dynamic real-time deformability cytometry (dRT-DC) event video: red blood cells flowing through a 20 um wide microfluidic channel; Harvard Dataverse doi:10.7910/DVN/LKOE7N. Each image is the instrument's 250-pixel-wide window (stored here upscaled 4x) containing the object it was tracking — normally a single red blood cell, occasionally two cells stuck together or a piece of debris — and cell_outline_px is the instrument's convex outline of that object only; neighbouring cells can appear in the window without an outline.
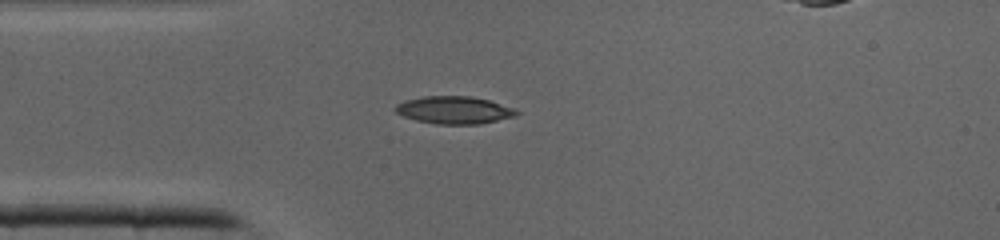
{"species": "common noctule bat (a hibernating species)", "species_latin": "Nyctalus noctula", "temperature_condition": "cold", "stored_images_in_passage": 28, "camera_frame_rate_fps": 3000, "um_per_image_px": 0.085, "animal": {"sex": "male", "body_mass_g": 19.0, "forearm_length_mm": 50.8}, "frame": {"image": 1, "passage_image": 1, "time_ms": 0.0, "image_size_px": [1000, 240], "cell_outline_px": [[520, 112], [516, 116], [480, 124], [436, 124], [416, 120], [404, 116], [396, 112], [392, 108], [396, 104], [404, 100], [424, 96], [472, 96], [488, 100], [512, 108]], "centroid_in_image_um": [38.57, 9.35], "position_along_channel_um": 46.4, "area_um2": 19.42}}
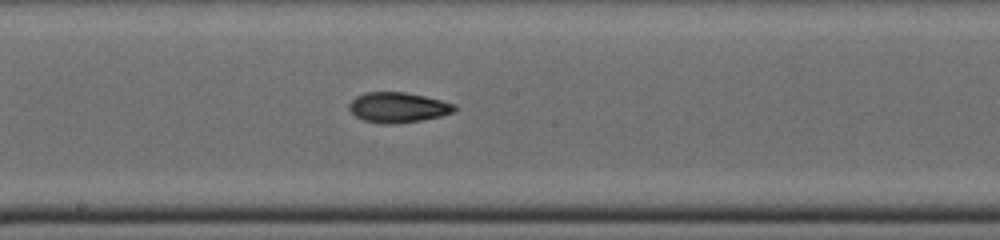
{"frame": {"image": 2, "passage_image": 12, "time_ms": 3.667, "image_size_px": [1000, 240], "cell_outline_px": [[456, 108], [452, 112], [440, 116], [420, 120], [396, 124], [380, 124], [364, 120], [356, 116], [348, 108], [348, 104], [356, 96], [368, 92], [404, 92], [424, 96], [456, 104]], "centroid_in_image_um": [33.8, 9.13], "position_along_channel_um": 214.4, "area_um2": 18.44}}
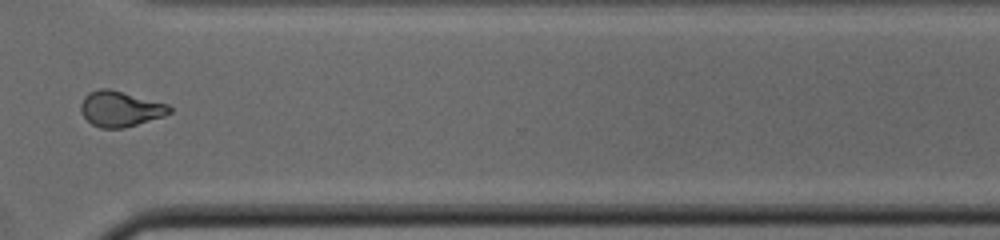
{"frame": {"image": 3, "passage_image": 21, "time_ms": 6.667, "image_size_px": [1000, 240], "cell_outline_px": [[172, 112], [164, 116], [124, 128], [100, 128], [92, 124], [84, 116], [80, 108], [80, 104], [84, 96], [88, 92], [100, 88], [108, 88], [168, 104], [172, 108]], "centroid_in_image_um": [10.22, 9.25], "position_along_channel_um": 360.4, "area_um2": 18.32}}